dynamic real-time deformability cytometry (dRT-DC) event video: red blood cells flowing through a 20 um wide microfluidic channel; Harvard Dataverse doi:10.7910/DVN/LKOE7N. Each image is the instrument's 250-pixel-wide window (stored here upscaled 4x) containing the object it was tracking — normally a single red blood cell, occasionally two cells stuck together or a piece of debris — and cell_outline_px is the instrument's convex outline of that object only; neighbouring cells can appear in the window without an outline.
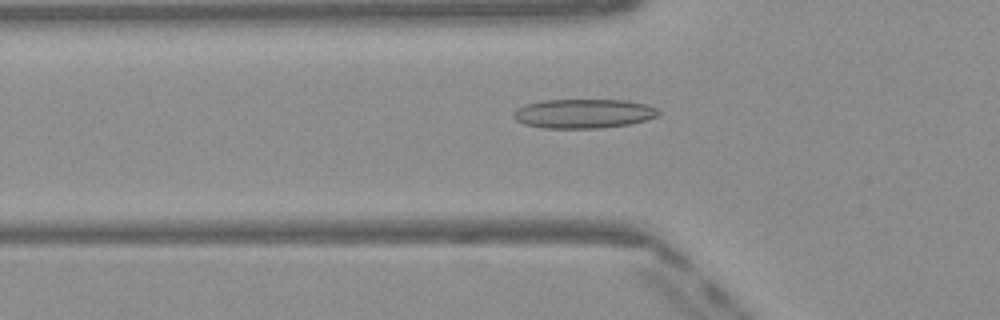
{"species": "Egyptian fruit bat (a non-hibernating species)", "species_latin": "Rousettus aegyptiacus", "temperature_condition": "warm", "stored_images_in_passage": 31, "camera_frame_rate_fps": 3000, "um_per_image_px": 0.085, "frame": {"image": 1, "passage_image": 2, "time_ms": 0.333, "image_size_px": [1000, 320], "cell_outline_px": [[660, 112], [656, 116], [644, 120], [628, 124], [600, 128], [544, 128], [524, 124], [516, 120], [512, 116], [512, 112], [516, 108], [524, 104], [540, 100], [628, 100], [644, 104], [656, 108]], "centroid_in_image_um": [49.52, 9.65], "position_along_channel_um": 76.3, "area_um2": 24.74}}
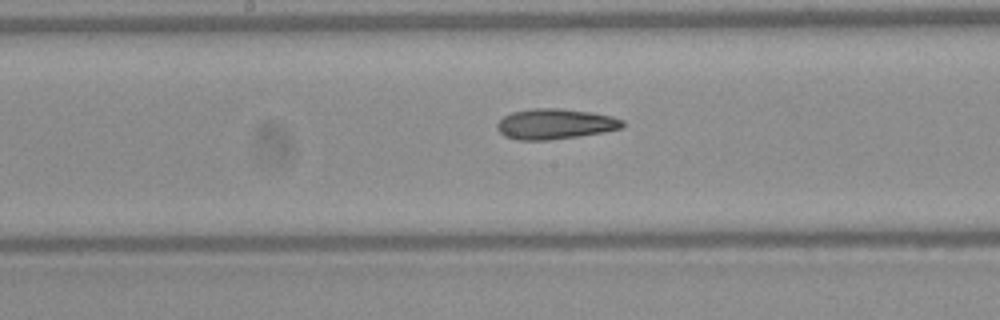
{"frame": {"image": 2, "passage_image": 11, "time_ms": 3.333, "image_size_px": [1000, 320], "cell_outline_px": [[624, 124], [620, 128], [604, 132], [548, 140], [520, 140], [504, 136], [496, 128], [496, 124], [504, 116], [512, 112], [532, 108], [560, 108], [592, 112], [612, 116], [624, 120]], "centroid_in_image_um": [47.17, 10.53], "position_along_channel_um": 201.0, "area_um2": 22.2}}
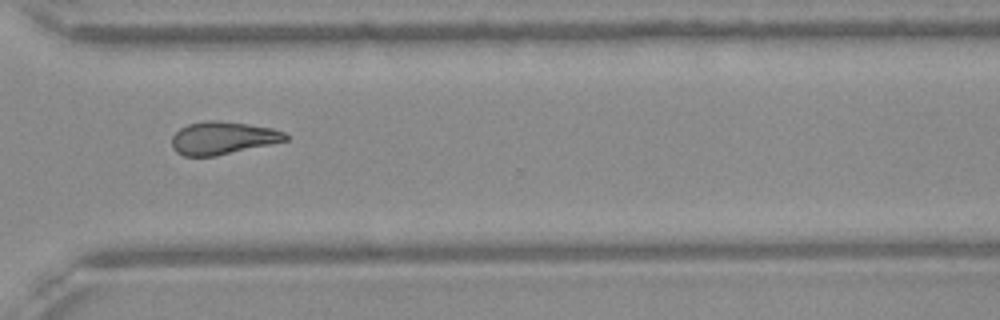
{"frame": {"image": 3, "passage_image": 22, "time_ms": 7.0, "image_size_px": [1000, 320], "cell_outline_px": [[288, 140], [216, 156], [184, 156], [176, 152], [172, 148], [172, 136], [180, 128], [188, 124], [204, 120], [216, 120], [248, 124], [272, 128], [284, 132], [288, 136]], "centroid_in_image_um": [18.91, 11.73], "position_along_channel_um": 351.7, "area_um2": 21.68}, "authors_computed_cell_mechanics": {"area_um2": 21.675, "velocity_mm_per_s": 4.1109, "shape_relaxation_time_tau1_ms": null, "shape_relaxation_time_tau2_ms": 5.4226, "deformation_change_tau1": null, "deformation_change_tau2": 0.1334}}